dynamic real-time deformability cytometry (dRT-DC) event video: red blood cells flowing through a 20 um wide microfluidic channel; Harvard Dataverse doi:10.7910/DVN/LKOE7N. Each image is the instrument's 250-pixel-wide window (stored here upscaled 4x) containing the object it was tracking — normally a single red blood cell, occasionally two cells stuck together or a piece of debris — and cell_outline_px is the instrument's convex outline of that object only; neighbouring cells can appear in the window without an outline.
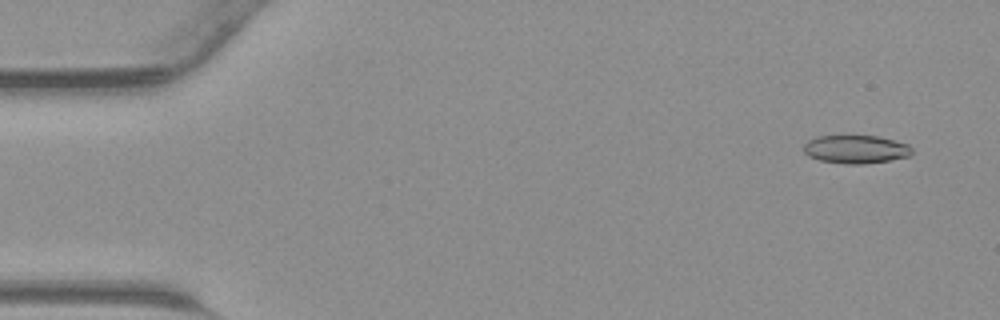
{"species": "common noctule bat (a hibernating species)", "species_latin": "Nyctalus noctula", "temperature_condition": "warm", "stored_images_in_passage": 44, "camera_frame_rate_fps": 3000, "um_per_image_px": 0.085, "animal": {"sex": "male", "body_mass_g": 23.1, "forearm_length_mm": 52.7}, "frame": {"image": 1, "passage_image": 3, "time_ms": 0.667, "image_size_px": [1000, 320], "cell_outline_px": [[912, 156], [864, 164], [848, 164], [820, 160], [808, 156], [804, 152], [804, 144], [808, 140], [816, 136], [880, 136], [908, 144], [912, 148]], "centroid_in_image_um": [72.76, 12.68], "position_along_channel_um": 12.2, "area_um2": 17.86}}
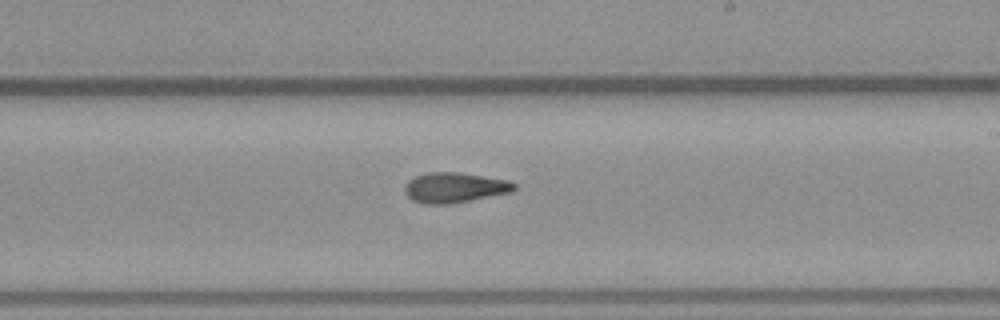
{"frame": {"image": 2, "passage_image": 26, "time_ms": 8.333, "image_size_px": [1000, 320], "cell_outline_px": [[516, 188], [512, 192], [448, 204], [424, 204], [412, 200], [404, 192], [404, 188], [408, 180], [416, 176], [428, 172], [456, 172], [508, 180], [516, 184]], "centroid_in_image_um": [38.62, 15.94], "position_along_channel_um": 250.4, "area_um2": 19.13}}
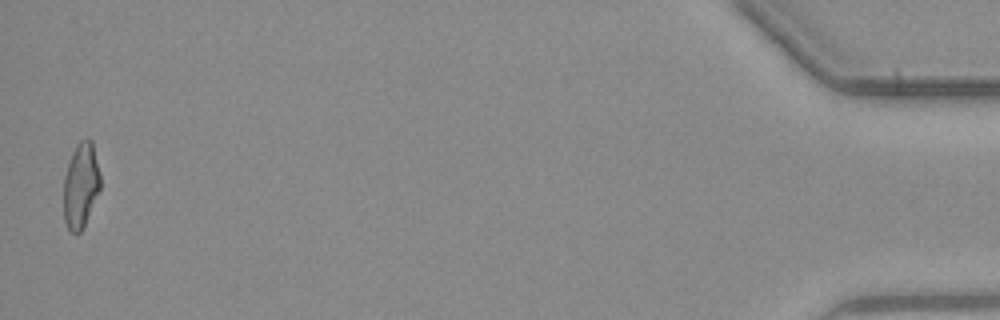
{"frame": {"image": 3, "passage_image": 44, "time_ms": 14.333, "image_size_px": [1000, 320], "cell_outline_px": [[100, 188], [84, 224], [80, 232], [68, 232], [64, 220], [64, 176], [72, 152], [76, 144], [80, 140], [88, 136], [92, 140], [100, 172]], "centroid_in_image_um": [6.86, 15.7], "position_along_channel_um": 428.3, "area_um2": 18.21}}